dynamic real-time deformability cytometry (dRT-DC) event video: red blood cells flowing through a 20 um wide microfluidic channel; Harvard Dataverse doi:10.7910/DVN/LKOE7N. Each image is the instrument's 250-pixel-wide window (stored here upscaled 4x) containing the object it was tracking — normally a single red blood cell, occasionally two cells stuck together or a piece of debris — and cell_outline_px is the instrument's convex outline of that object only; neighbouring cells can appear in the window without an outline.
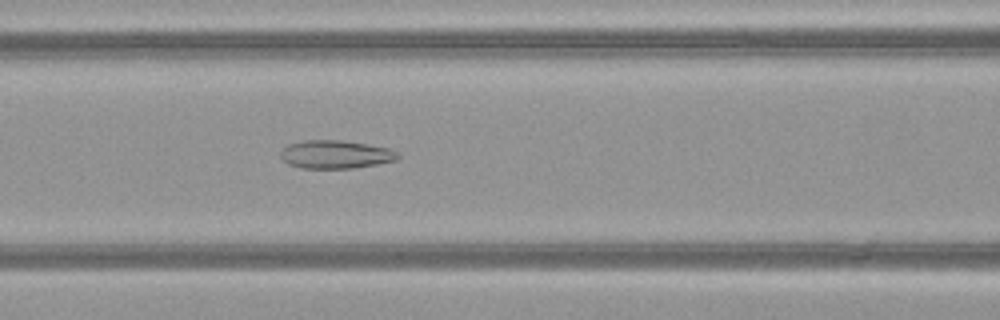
{"species": "common noctule bat (a hibernating species)", "species_latin": "Nyctalus noctula", "temperature_condition": "warm", "stored_images_in_passage": 46, "camera_frame_rate_fps": 3000, "um_per_image_px": 0.085, "animal": {"sex": "female", "body_mass_g": 21.9}, "frame": {"image": 1, "passage_image": 18, "time_ms": 5.667, "image_size_px": [1000, 320], "cell_outline_px": [[400, 156], [396, 160], [376, 164], [352, 168], [300, 168], [288, 164], [280, 156], [280, 152], [288, 144], [304, 140], [340, 140], [388, 148], [400, 152]], "centroid_in_image_um": [28.51, 13.12], "position_along_channel_um": 138.1, "area_um2": 19.19}}
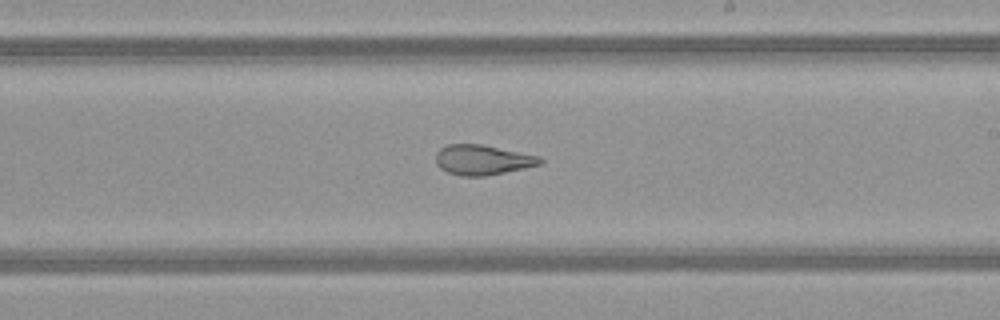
{"frame": {"image": 2, "passage_image": 26, "time_ms": 8.333, "image_size_px": [1000, 320], "cell_outline_px": [[544, 160], [540, 164], [524, 168], [484, 176], [460, 176], [448, 172], [440, 168], [436, 164], [436, 152], [440, 148], [448, 144], [480, 144], [540, 156]], "centroid_in_image_um": [40.99, 13.59], "position_along_channel_um": 248.0, "area_um2": 18.15}}
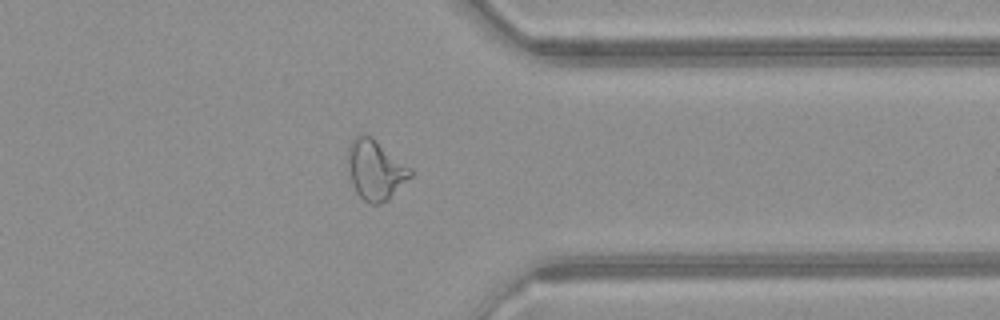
{"frame": {"image": 3, "passage_image": 36, "time_ms": 11.667, "image_size_px": [1000, 320], "cell_outline_px": [[412, 176], [388, 200], [380, 204], [368, 204], [356, 192], [352, 184], [348, 168], [348, 144], [360, 132], [364, 132], [372, 136], [412, 168]], "centroid_in_image_um": [31.91, 14.41], "position_along_channel_um": 379.5, "area_um2": 22.2}, "authors_computed_cell_mechanics": {"area_um2": 23.0333, "velocity_mm_per_s": 4.1195, "shape_relaxation_time_tau1_ms": null, "shape_relaxation_time_tau2_ms": 1.8164, "deformation_change_tau1": null, "deformation_change_tau2": 0.1016}}